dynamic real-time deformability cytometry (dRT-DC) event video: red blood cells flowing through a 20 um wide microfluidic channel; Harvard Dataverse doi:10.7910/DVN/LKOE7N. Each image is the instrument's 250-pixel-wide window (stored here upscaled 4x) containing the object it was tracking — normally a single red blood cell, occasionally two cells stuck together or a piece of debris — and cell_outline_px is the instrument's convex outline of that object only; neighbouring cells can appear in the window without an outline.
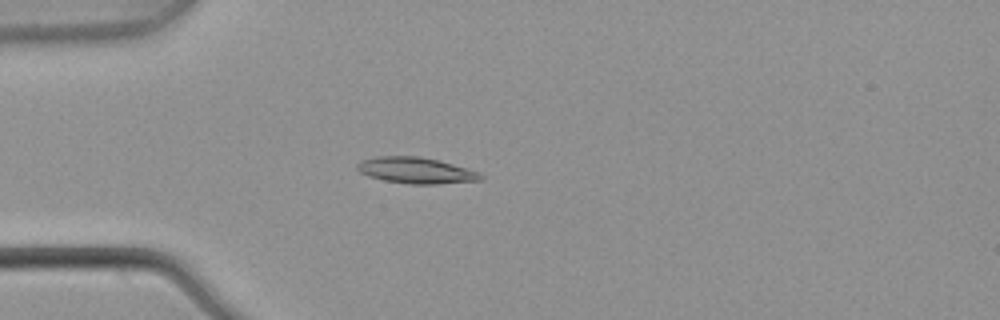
{"species": "common noctule bat (a hibernating species)", "species_latin": "Nyctalus noctula", "temperature_condition": "warm", "stored_images_in_passage": 6, "camera_frame_rate_fps": 3000, "um_per_image_px": 0.085, "animal": {"sex": "male", "body_mass_g": 21.5, "forearm_length_mm": 52.0}, "frame": {"image": 1, "passage_image": 5, "time_ms": 1.333, "image_size_px": [1000, 320], "cell_outline_px": [[484, 176], [480, 180], [436, 184], [412, 184], [384, 180], [368, 176], [360, 172], [356, 168], [356, 164], [360, 160], [376, 156], [420, 156], [440, 160], [476, 172]], "centroid_in_image_um": [35.28, 14.47], "position_along_channel_um": 49.7, "area_um2": 18.67}}